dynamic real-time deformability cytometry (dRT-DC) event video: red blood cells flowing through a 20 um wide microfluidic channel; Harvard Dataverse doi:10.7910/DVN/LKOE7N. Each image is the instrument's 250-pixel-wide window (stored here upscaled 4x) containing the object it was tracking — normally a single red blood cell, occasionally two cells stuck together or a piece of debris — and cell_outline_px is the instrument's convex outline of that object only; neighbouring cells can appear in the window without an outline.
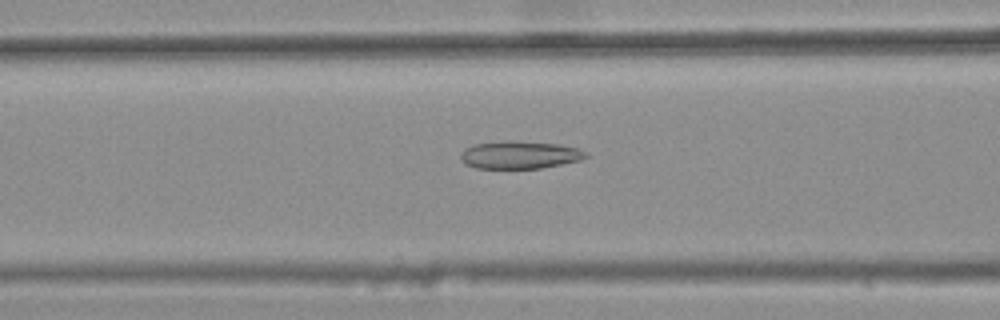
{"species": "common noctule bat (a hibernating species)", "species_latin": "Nyctalus noctula", "temperature_condition": "warm", "stored_images_in_passage": 46, "camera_frame_rate_fps": 3000, "um_per_image_px": 0.085, "animal": {"sex": "female", "body_mass_g": 25.1}, "frame": {"image": 1, "passage_image": 21, "time_ms": 6.667, "image_size_px": [1000, 320], "cell_outline_px": [[588, 156], [580, 160], [540, 168], [476, 168], [464, 164], [460, 156], [460, 152], [464, 148], [472, 144], [504, 140], [512, 140], [560, 144], [576, 148], [588, 152]], "centroid_in_image_um": [44.13, 13.15], "position_along_channel_um": 122.5, "area_um2": 20.4}}
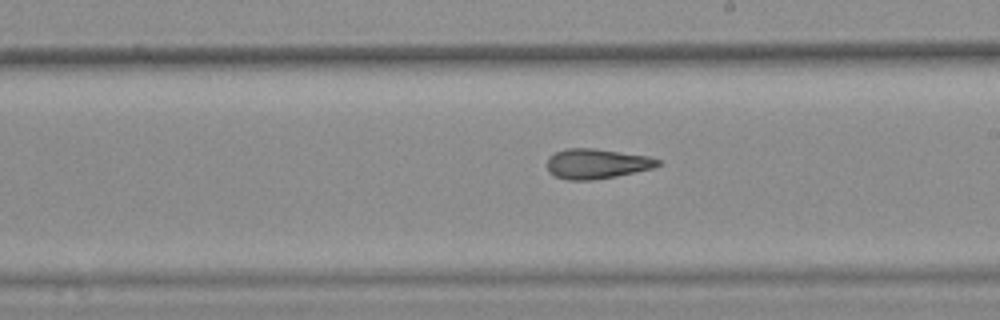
{"frame": {"image": 2, "passage_image": 30, "time_ms": 9.667, "image_size_px": [1000, 320], "cell_outline_px": [[664, 164], [652, 168], [616, 176], [592, 180], [568, 180], [556, 176], [548, 172], [548, 156], [556, 152], [568, 148], [592, 148], [648, 156], [660, 160]], "centroid_in_image_um": [50.73, 13.92], "position_along_channel_um": 238.3, "area_um2": 19.25}}
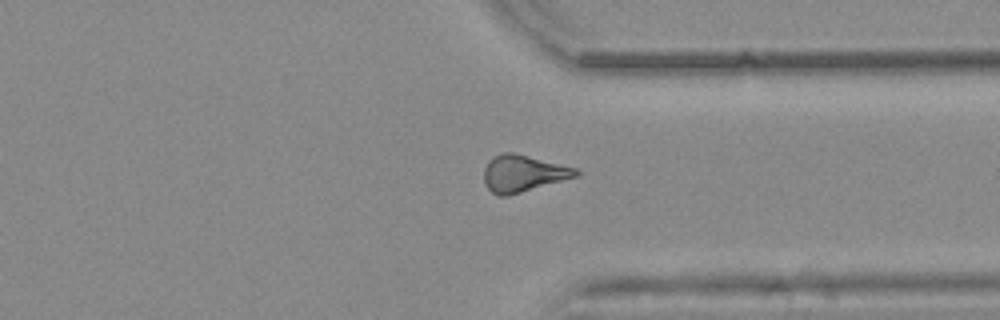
{"frame": {"image": 3, "passage_image": 40, "time_ms": 13.0, "image_size_px": [1000, 320], "cell_outline_px": [[580, 172], [576, 176], [508, 196], [500, 196], [492, 192], [484, 184], [484, 168], [488, 160], [504, 152], [512, 152], [576, 168]], "centroid_in_image_um": [44.42, 14.75], "position_along_channel_um": 367.0, "area_um2": 19.36}, "authors_computed_cell_mechanics": {"area_um2": 19.9988, "velocity_mm_per_s": 3.864, "shape_relaxation_time_tau1_ms": null, "shape_relaxation_time_tau2_ms": 2.7019, "deformation_change_tau1": null, "deformation_change_tau2": 0.1308}}